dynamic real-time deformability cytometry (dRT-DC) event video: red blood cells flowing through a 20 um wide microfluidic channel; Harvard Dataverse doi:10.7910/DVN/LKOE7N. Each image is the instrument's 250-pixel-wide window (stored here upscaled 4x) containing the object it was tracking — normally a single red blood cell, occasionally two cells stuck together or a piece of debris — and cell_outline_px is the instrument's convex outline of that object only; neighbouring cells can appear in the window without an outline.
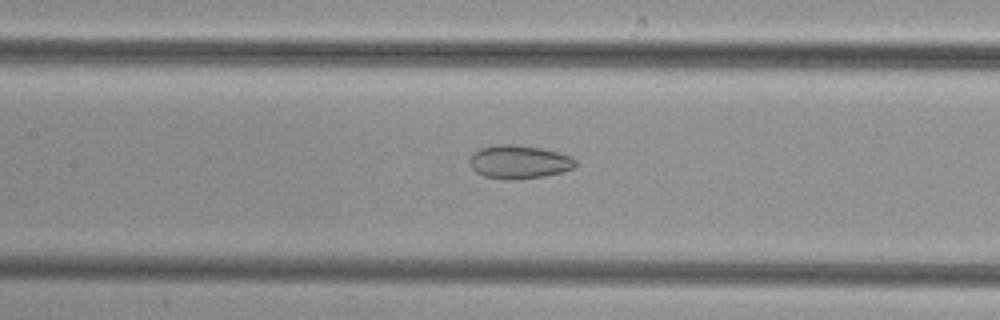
{"species": "common noctule bat (a hibernating species)", "species_latin": "Nyctalus noctula", "temperature_condition": "cold", "stored_images_in_passage": 34, "camera_frame_rate_fps": 3000, "um_per_image_px": 0.085, "animal": {"sex": "female", "body_mass_g": 29.2, "forearm_length_mm": 56.3}, "frame": {"image": 1, "passage_image": 7, "time_ms": 2.0, "image_size_px": [1000, 320], "cell_outline_px": [[576, 164], [572, 168], [564, 172], [544, 176], [484, 176], [476, 172], [472, 168], [468, 160], [472, 152], [480, 148], [500, 144], [512, 144], [544, 148], [560, 152], [572, 156], [576, 160]], "centroid_in_image_um": [44.15, 13.69], "position_along_channel_um": 163.2, "area_um2": 20.0}}
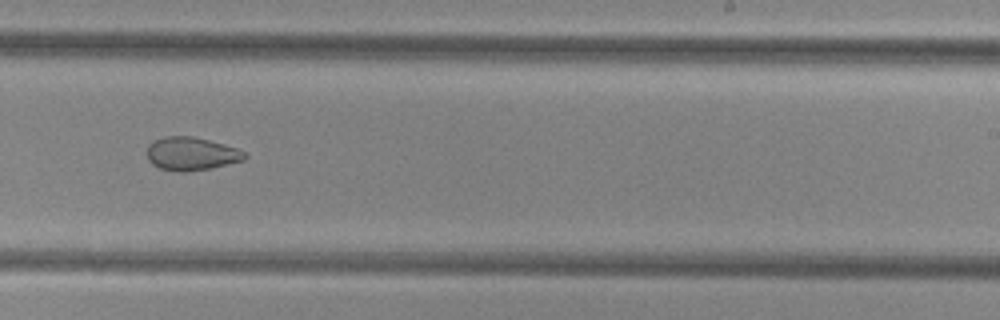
{"frame": {"image": 2, "passage_image": 15, "time_ms": 4.667, "image_size_px": [1000, 320], "cell_outline_px": [[248, 156], [244, 160], [212, 168], [188, 172], [180, 172], [160, 168], [152, 164], [148, 160], [148, 144], [152, 140], [164, 136], [192, 136], [224, 144], [236, 148], [244, 152]], "centroid_in_image_um": [16.25, 13.07], "position_along_channel_um": 272.8, "area_um2": 19.02}}
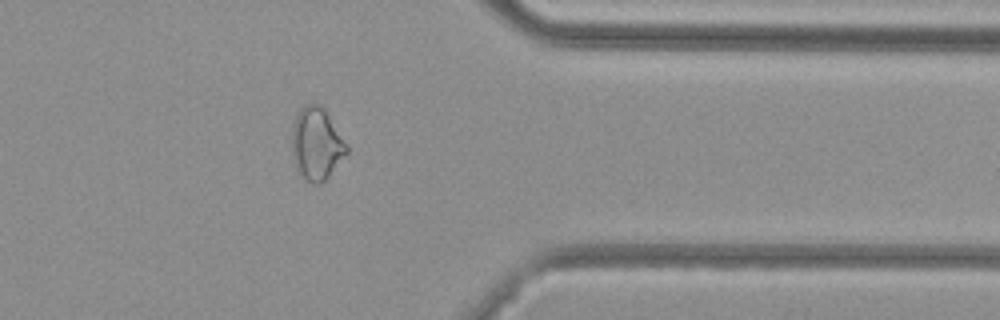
{"frame": {"image": 3, "passage_image": 24, "time_ms": 7.667, "image_size_px": [1000, 320], "cell_outline_px": [[348, 152], [328, 176], [320, 184], [312, 184], [304, 180], [296, 168], [292, 152], [292, 124], [300, 108], [304, 104], [316, 104], [324, 108], [348, 144]], "centroid_in_image_um": [26.9, 12.22], "position_along_channel_um": 384.5, "area_um2": 23.18}}